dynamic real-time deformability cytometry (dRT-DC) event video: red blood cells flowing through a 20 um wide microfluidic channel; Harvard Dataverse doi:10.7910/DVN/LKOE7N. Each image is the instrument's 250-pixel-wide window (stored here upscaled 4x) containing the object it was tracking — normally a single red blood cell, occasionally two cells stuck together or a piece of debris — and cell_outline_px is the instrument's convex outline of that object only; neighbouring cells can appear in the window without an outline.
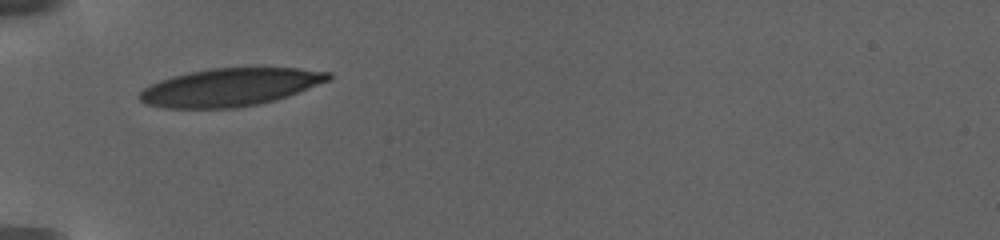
{"species": "human", "species_latin": "Homo sapiens", "temperature_condition": "warm", "stored_images_in_passage": 56, "camera_frame_rate_fps": 3000, "um_per_image_px": 0.085, "donor": {"sex": "female"}, "frame": {"image": 1, "passage_image": 1, "time_ms": 0.0, "image_size_px": [1000, 240], "cell_outline_px": [[332, 76], [328, 80], [296, 92], [272, 100], [256, 104], [232, 108], [164, 108], [148, 104], [140, 100], [136, 96], [144, 88], [160, 80], [172, 76], [208, 68], [296, 68], [332, 72]], "centroid_in_image_um": [19.49, 7.4], "position_along_channel_um": 65.5, "area_um2": 41.04}}
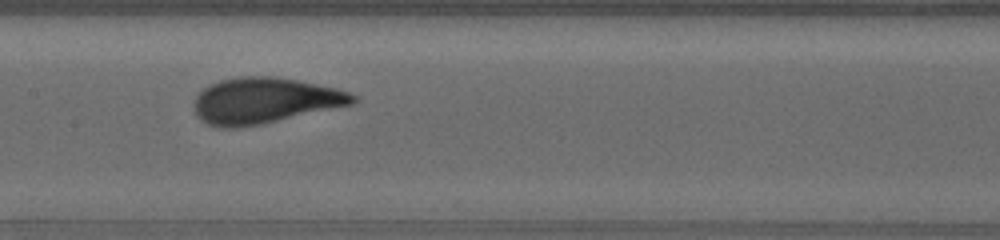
{"frame": {"image": 2, "passage_image": 16, "time_ms": 4.333, "image_size_px": [1000, 240], "cell_outline_px": [[356, 100], [352, 104], [260, 124], [236, 128], [220, 128], [208, 124], [200, 120], [196, 116], [196, 96], [208, 84], [220, 80], [240, 76], [276, 76], [300, 80], [336, 88], [348, 92], [356, 96]], "centroid_in_image_um": [22.47, 8.54], "position_along_channel_um": 184.9, "area_um2": 42.19}}
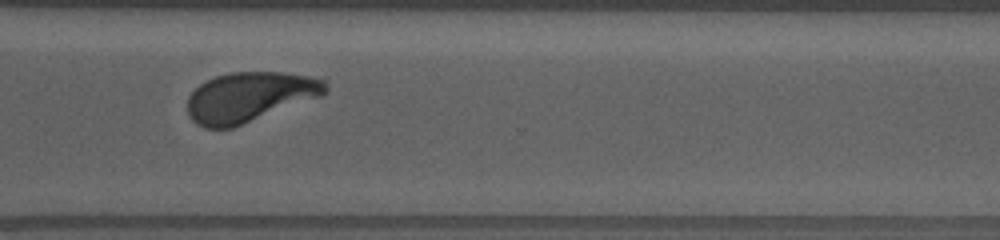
{"frame": {"image": 3, "passage_image": 44, "time_ms": 10.0, "image_size_px": [1000, 240], "cell_outline_px": [[328, 88], [320, 96], [232, 128], [204, 128], [196, 124], [188, 116], [188, 96], [200, 84], [216, 76], [232, 72], [284, 72], [308, 76], [328, 80]], "centroid_in_image_um": [21.2, 8.24], "position_along_channel_um": 349.4, "area_um2": 39.88}, "authors_computed_cell_mechanics": {"area_um2": 41.038, "velocity_mm_per_s": 2.9128, "shape_relaxation_time_tau1_ms": 3.4626, "shape_relaxation_time_tau2_ms": null, "deformation_change_tau1": 0.1842, "deformation_change_tau2": null}}